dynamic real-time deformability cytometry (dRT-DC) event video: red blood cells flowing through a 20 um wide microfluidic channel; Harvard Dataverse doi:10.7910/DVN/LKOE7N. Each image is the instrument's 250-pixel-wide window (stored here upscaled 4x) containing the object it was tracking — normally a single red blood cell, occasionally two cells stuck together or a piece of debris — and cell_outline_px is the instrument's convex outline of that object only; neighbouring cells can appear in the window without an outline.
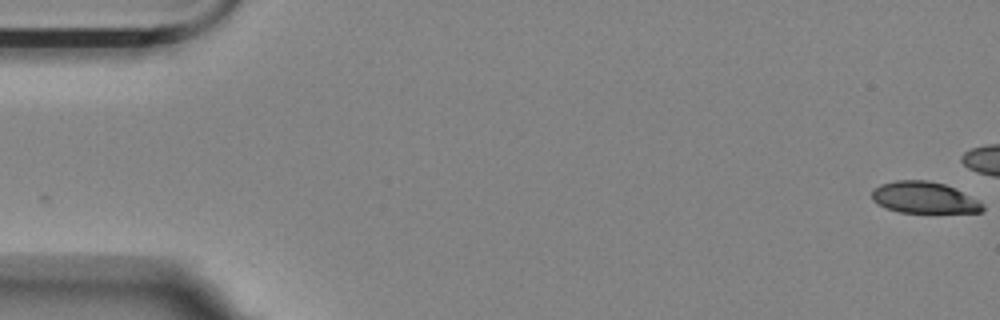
{"species": "Egyptian fruit bat (a non-hibernating species)", "species_latin": "Rousettus aegyptiacus", "temperature_condition": "room temperature", "stored_images_in_passage": 2, "camera_frame_rate_fps": 3000, "um_per_image_px": 0.085, "animal": {"sex": "female"}, "frame": {"image": 1, "passage_image": 2, "time_ms": 0.333, "image_size_px": [1000, 320], "cell_outline_px": [[984, 212], [900, 212], [888, 208], [872, 200], [872, 188], [880, 184], [896, 180], [928, 180], [944, 184], [956, 188], [980, 200], [984, 204]], "centroid_in_image_um": [78.59, 16.78], "position_along_channel_um": 6.4, "area_um2": 20.4}}